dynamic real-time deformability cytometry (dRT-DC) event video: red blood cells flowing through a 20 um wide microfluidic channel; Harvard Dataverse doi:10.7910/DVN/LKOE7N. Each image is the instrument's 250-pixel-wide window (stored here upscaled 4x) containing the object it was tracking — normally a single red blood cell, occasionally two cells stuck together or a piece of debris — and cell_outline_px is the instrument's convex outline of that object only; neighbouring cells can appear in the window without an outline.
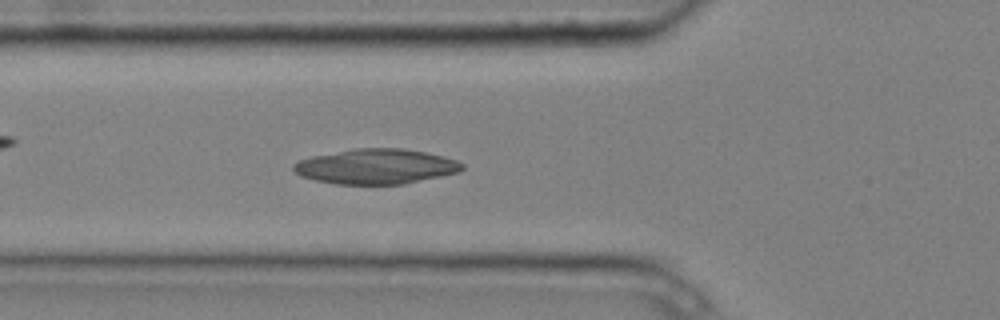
{"species": "common noctule bat (a hibernating species)", "species_latin": "Nyctalus noctula", "temperature_condition": "cold", "stored_images_in_passage": 6, "camera_frame_rate_fps": 3000, "um_per_image_px": 0.085, "animal": {"sex": "male", "body_mass_g": 20.4}, "frame": {"image": 1, "passage_image": 6, "time_ms": 1.667, "image_size_px": [1000, 320], "cell_outline_px": [[464, 168], [460, 172], [404, 184], [336, 184], [316, 180], [300, 176], [292, 168], [292, 164], [300, 160], [312, 156], [356, 148], [404, 148], [424, 152], [456, 160], [464, 164]], "centroid_in_image_um": [31.96, 14.15], "position_along_channel_um": 93.8, "area_um2": 34.33}}